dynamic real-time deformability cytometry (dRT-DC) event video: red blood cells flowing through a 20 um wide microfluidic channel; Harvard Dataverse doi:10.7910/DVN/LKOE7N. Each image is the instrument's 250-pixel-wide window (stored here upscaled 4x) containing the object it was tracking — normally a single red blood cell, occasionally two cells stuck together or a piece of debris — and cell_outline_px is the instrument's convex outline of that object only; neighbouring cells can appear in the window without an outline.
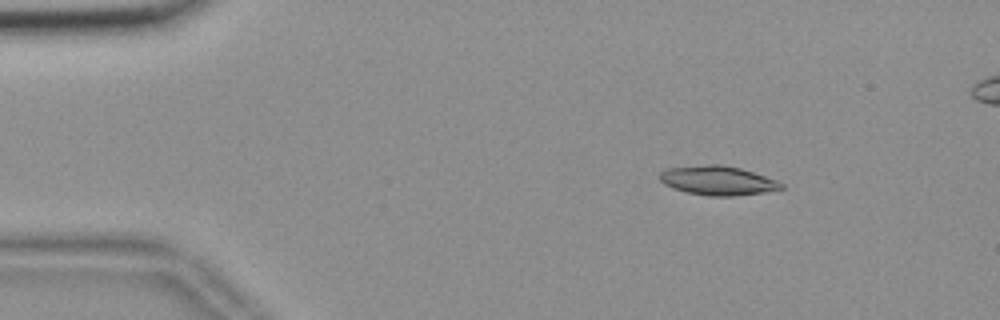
{"species": "common noctule bat (a hibernating species)", "species_latin": "Nyctalus noctula", "temperature_condition": "room temperature", "stored_images_in_passage": 49, "segment_of_instrument_passage": [1, 2], "camera_frame_rate_fps": 3000, "um_per_image_px": 0.085, "animal": {"sex": "female", "body_mass_g": 18.4}, "frame": {"image": 1, "passage_image": 1, "time_ms": 0.0, "image_size_px": [1000, 320], "cell_outline_px": [[784, 188], [764, 192], [732, 196], [708, 196], [688, 192], [672, 188], [664, 184], [660, 180], [660, 172], [664, 168], [708, 164], [720, 164], [740, 168], [776, 180], [784, 184]], "centroid_in_image_um": [60.97, 15.34], "position_along_channel_um": 24.0, "area_um2": 20.63}}
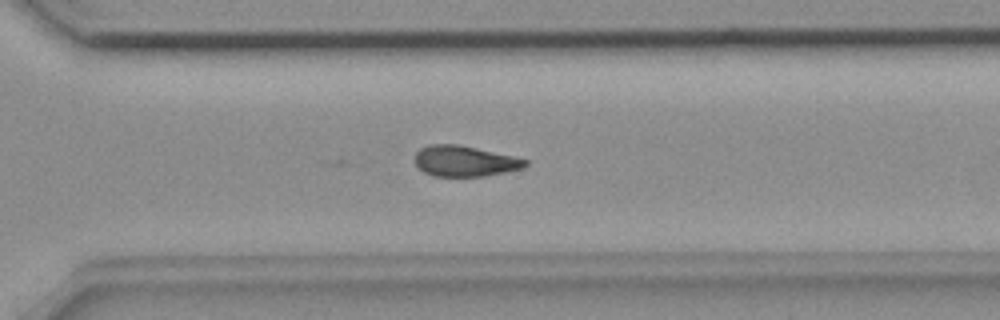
{"frame": {"image": 2, "passage_image": 32, "time_ms": 10.333, "image_size_px": [1000, 320], "cell_outline_px": [[528, 164], [524, 168], [484, 176], [432, 176], [424, 172], [412, 160], [416, 152], [420, 148], [428, 144], [456, 144], [512, 156], [528, 160]], "centroid_in_image_um": [39.45, 13.69], "position_along_channel_um": 331.2, "area_um2": 19.71}}
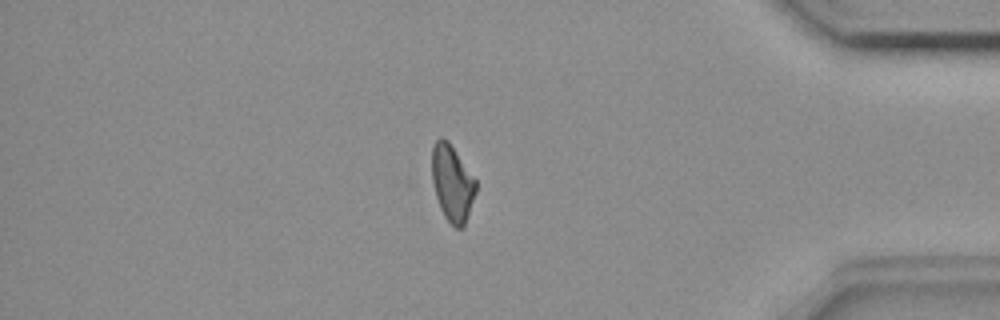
{"frame": {"image": 3, "passage_image": 40, "time_ms": 13.0, "image_size_px": [1000, 320], "cell_outline_px": [[476, 192], [464, 228], [456, 228], [444, 216], [440, 208], [436, 196], [432, 180], [432, 148], [436, 140], [440, 136], [448, 140], [476, 180]], "centroid_in_image_um": [38.44, 15.57], "position_along_channel_um": 396.8, "area_um2": 19.54}}